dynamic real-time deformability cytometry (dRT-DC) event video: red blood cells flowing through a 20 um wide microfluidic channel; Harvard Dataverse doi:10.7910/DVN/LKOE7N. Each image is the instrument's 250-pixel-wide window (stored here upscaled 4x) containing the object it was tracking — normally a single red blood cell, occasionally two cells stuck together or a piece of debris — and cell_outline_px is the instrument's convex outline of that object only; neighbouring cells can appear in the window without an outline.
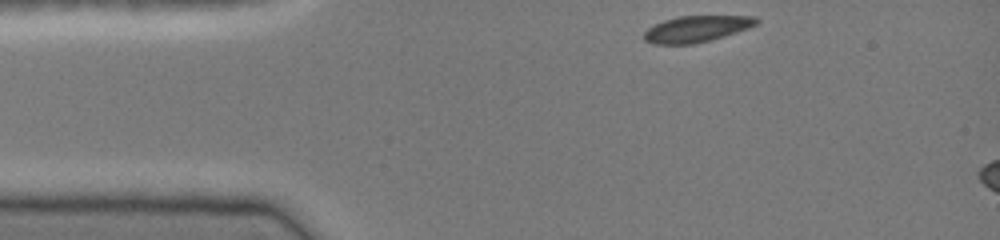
{"species": "common noctule bat (a hibernating species)", "species_latin": "Nyctalus noctula", "temperature_condition": "cold", "stored_images_in_passage": 6, "camera_frame_rate_fps": 3000, "um_per_image_px": 0.085, "animal": {"sex": "female", "body_mass_g": 19.0, "forearm_length_mm": 51.5}, "frame": {"image": 1, "passage_image": 1, "time_ms": 0.0, "image_size_px": [1000, 240], "cell_outline_px": [[760, 20], [756, 24], [748, 28], [724, 36], [692, 44], [652, 44], [644, 40], [644, 32], [648, 28], [664, 20], [680, 16], [756, 16]], "centroid_in_image_um": [59.2, 2.45], "position_along_channel_um": 25.8, "area_um2": 17.05}}